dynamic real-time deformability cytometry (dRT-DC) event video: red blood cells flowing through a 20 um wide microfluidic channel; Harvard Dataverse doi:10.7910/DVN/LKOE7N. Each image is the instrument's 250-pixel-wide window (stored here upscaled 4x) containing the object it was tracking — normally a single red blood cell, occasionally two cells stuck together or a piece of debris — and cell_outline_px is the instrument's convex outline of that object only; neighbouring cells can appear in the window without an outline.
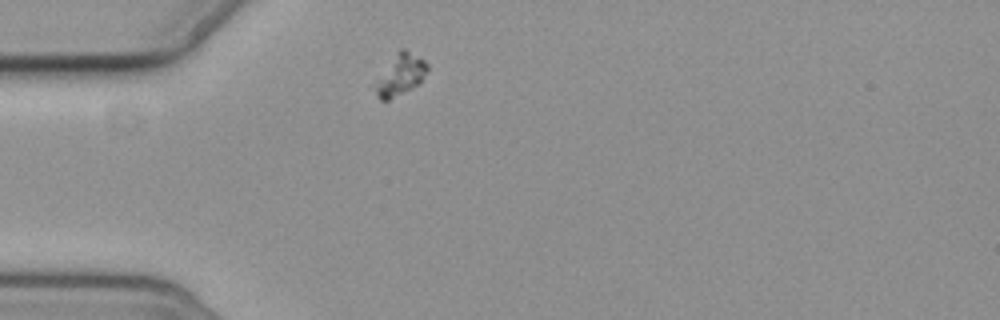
{"species": "common noctule bat (a hibernating species)", "species_latin": "Nyctalus noctula", "temperature_condition": "cold", "stored_images_in_passage": 1, "camera_frame_rate_fps": 3000, "um_per_image_px": 0.085, "animal": {"sex": "female", "body_mass_g": 19.3, "forearm_length_mm": 54.1}, "frame": {"image": 1, "passage_image": 1, "time_ms": 0.0, "image_size_px": [1000, 320], "cell_outline_px": [[428, 72], [420, 84], [388, 100], [380, 100], [376, 96], [368, 84], [400, 48], [404, 48], [424, 60], [428, 64]], "centroid_in_image_um": [33.92, 6.38], "position_along_channel_um": 51.1, "area_um2": 13.35}}